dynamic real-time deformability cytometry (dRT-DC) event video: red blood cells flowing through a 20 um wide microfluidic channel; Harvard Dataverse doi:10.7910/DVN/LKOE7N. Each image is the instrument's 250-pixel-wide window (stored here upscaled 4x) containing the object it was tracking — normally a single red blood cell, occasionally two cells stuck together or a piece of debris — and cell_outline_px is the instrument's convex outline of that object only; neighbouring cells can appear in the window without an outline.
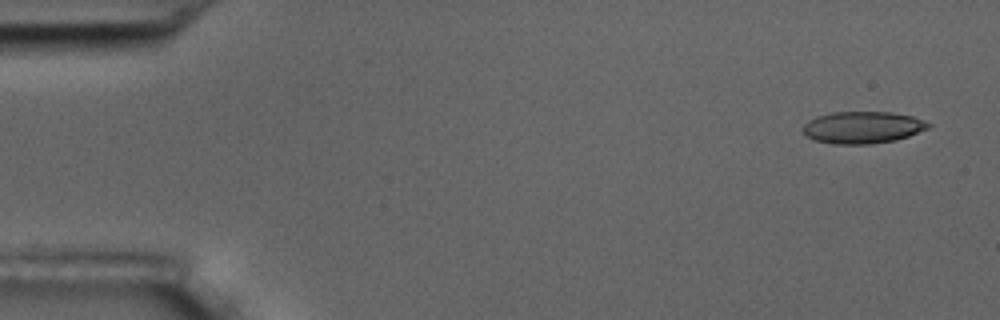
{"species": "common noctule bat (a hibernating species)", "species_latin": "Nyctalus noctula", "temperature_condition": "room temperature", "stored_images_in_passage": 5, "camera_frame_rate_fps": 3000, "um_per_image_px": 0.085, "animal": {"sex": "male", "body_mass_g": 17.5, "forearm_length_mm": 52.3}, "frame": {"image": 1, "passage_image": 1, "time_ms": 0.0, "image_size_px": [1000, 320], "cell_outline_px": [[932, 124], [928, 128], [908, 136], [896, 140], [868, 144], [832, 144], [816, 140], [808, 136], [804, 132], [804, 124], [808, 120], [816, 116], [832, 112], [892, 112], [912, 116], [924, 120]], "centroid_in_image_um": [73.34, 10.82], "position_along_channel_um": 11.7, "area_um2": 23.29}}
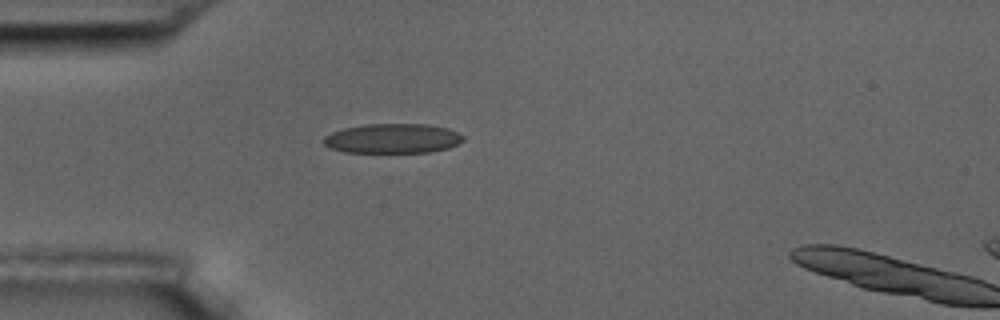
{"frame": {"image": 2, "passage_image": 4, "time_ms": 4.333, "image_size_px": [1000, 320], "cell_outline_px": [[464, 140], [448, 148], [428, 152], [344, 152], [328, 148], [324, 144], [324, 136], [332, 132], [344, 128], [364, 124], [428, 124], [448, 128], [464, 136]], "centroid_in_image_um": [33.35, 11.76], "position_along_channel_um": 51.6, "area_um2": 24.1}}